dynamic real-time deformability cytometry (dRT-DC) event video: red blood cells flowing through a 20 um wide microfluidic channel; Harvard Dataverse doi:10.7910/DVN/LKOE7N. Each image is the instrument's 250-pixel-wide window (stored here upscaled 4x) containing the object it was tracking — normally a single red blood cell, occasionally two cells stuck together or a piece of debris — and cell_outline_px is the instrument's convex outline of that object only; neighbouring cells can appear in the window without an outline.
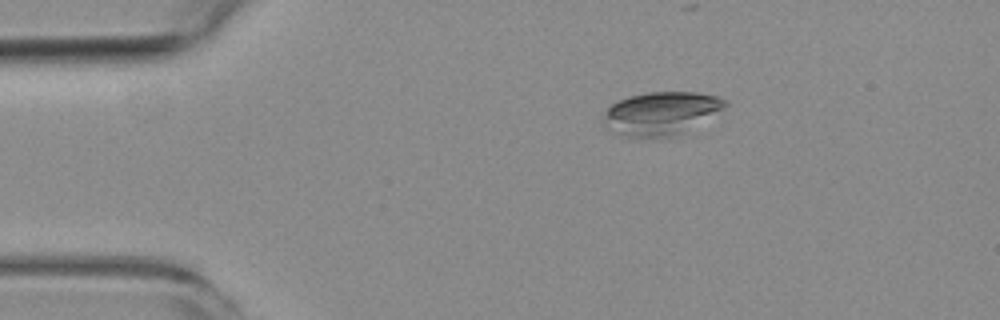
{"species": "common noctule bat (a hibernating species)", "species_latin": "Nyctalus noctula", "temperature_condition": "room temperature", "stored_images_in_passage": 3, "camera_frame_rate_fps": 3000, "um_per_image_px": 0.085, "animal": {"sex": "female", "body_mass_g": 19.3, "forearm_length_mm": 54.1}, "frame": {"image": 1, "passage_image": 1, "time_ms": 0.0, "image_size_px": [1000, 320], "cell_outline_px": [[728, 104], [724, 108], [680, 132], [668, 136], [628, 136], [608, 128], [600, 124], [604, 112], [612, 104], [628, 96], [648, 92], [700, 92], [720, 96], [728, 100]], "centroid_in_image_um": [56.16, 9.58], "position_along_channel_um": 28.8, "area_um2": 29.88}}